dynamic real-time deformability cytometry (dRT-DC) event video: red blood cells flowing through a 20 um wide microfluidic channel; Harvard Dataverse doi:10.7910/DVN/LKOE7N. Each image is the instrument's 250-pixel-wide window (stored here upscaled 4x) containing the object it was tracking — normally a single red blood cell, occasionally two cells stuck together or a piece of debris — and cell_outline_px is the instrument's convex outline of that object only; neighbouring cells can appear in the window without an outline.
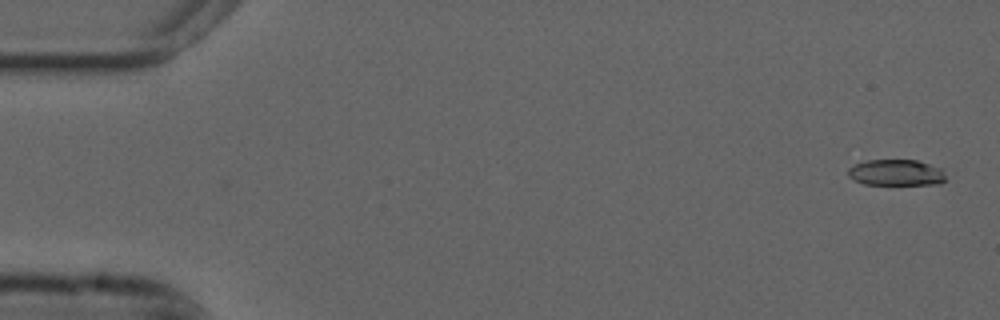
{"species": "common noctule bat (a hibernating species)", "species_latin": "Nyctalus noctula", "temperature_condition": "cold", "stored_images_in_passage": 29, "camera_frame_rate_fps": 3000, "um_per_image_px": 0.085, "animal": {"sex": "male", "forearm_length_mm": 52.5}, "frame": {"image": 1, "passage_image": 2, "time_ms": 0.333, "image_size_px": [1000, 320], "cell_outline_px": [[944, 180], [940, 184], [864, 184], [848, 176], [848, 168], [856, 164], [868, 160], [916, 160], [944, 168]], "centroid_in_image_um": [76.2, 14.66], "position_along_channel_um": 8.8, "area_um2": 14.8}}
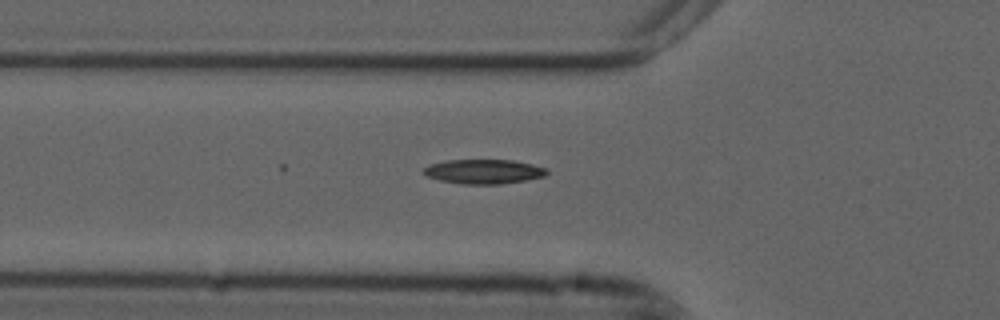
{"frame": {"image": 2, "passage_image": 19, "time_ms": 6.0, "image_size_px": [1000, 320], "cell_outline_px": [[548, 172], [544, 176], [528, 180], [500, 184], [464, 184], [440, 180], [428, 176], [420, 172], [424, 168], [432, 164], [448, 160], [512, 160], [532, 164], [548, 168]], "centroid_in_image_um": [41.15, 14.58], "position_along_channel_um": 84.7, "area_um2": 17.51}}
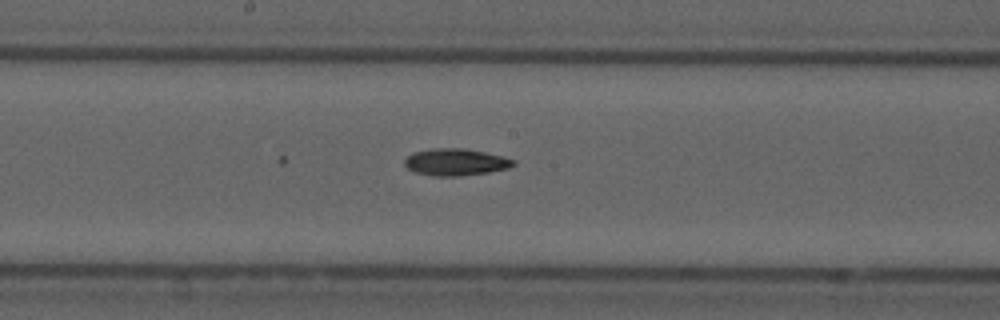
{"frame": {"image": 3, "passage_image": 29, "time_ms": 9.333, "image_size_px": [1000, 320], "cell_outline_px": [[516, 164], [508, 168], [488, 172], [460, 176], [436, 176], [416, 172], [408, 168], [404, 164], [404, 160], [412, 152], [432, 148], [464, 148], [484, 152], [516, 160]], "centroid_in_image_um": [38.72, 13.77], "position_along_channel_um": 209.5, "area_um2": 16.99}}